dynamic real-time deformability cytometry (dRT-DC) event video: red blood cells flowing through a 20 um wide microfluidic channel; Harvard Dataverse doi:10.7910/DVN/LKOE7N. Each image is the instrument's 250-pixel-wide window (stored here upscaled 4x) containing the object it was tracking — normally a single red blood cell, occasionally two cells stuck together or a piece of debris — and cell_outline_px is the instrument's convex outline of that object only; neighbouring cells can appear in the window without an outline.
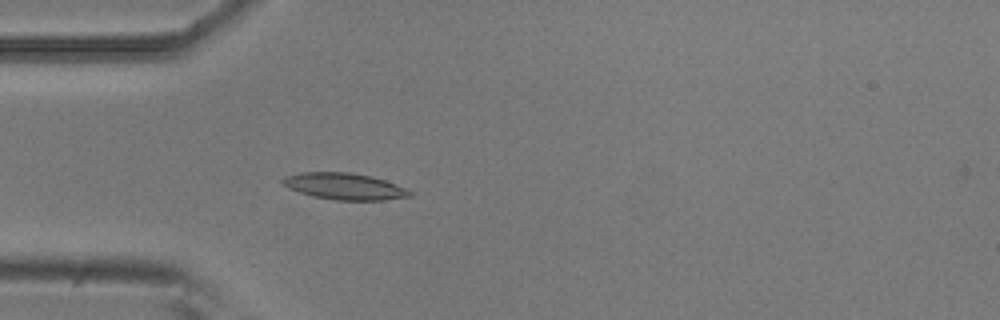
{"species": "common noctule bat (a hibernating species)", "species_latin": "Nyctalus noctula", "temperature_condition": "room temperature", "stored_images_in_passage": 54, "camera_frame_rate_fps": 3000, "um_per_image_px": 0.085, "animal": {"sex": "male", "body_mass_g": 20.5, "forearm_length_mm": 52.5}, "frame": {"image": 1, "passage_image": 16, "time_ms": 5.0, "image_size_px": [1000, 320], "cell_outline_px": [[412, 196], [384, 200], [336, 200], [312, 196], [288, 188], [280, 184], [280, 180], [284, 176], [300, 172], [348, 172], [372, 176], [396, 184], [412, 192]], "centroid_in_image_um": [29.23, 15.83], "position_along_channel_um": 55.8, "area_um2": 19.77}}
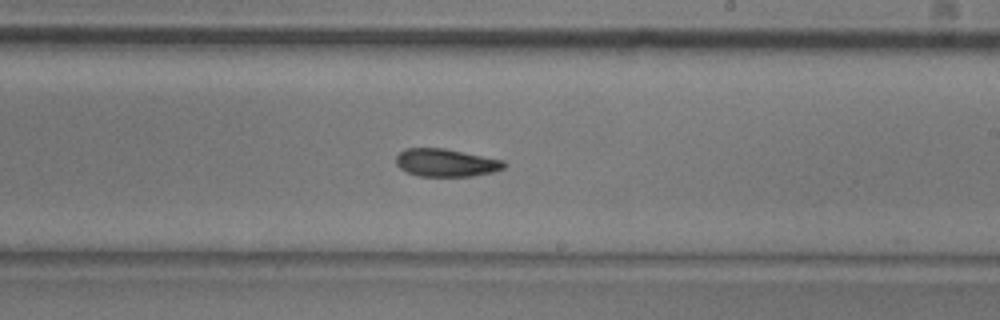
{"frame": {"image": 2, "passage_image": 32, "time_ms": 10.333, "image_size_px": [1000, 320], "cell_outline_px": [[508, 164], [504, 168], [492, 172], [472, 176], [420, 176], [408, 172], [400, 168], [396, 164], [396, 156], [404, 148], [444, 148], [504, 160]], "centroid_in_image_um": [37.92, 13.82], "position_along_channel_um": 251.1, "area_um2": 17.51}}
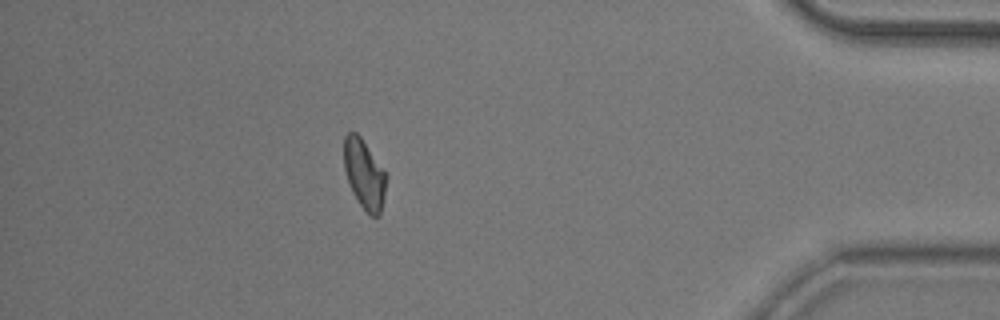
{"frame": {"image": 3, "passage_image": 48, "time_ms": 15.667, "image_size_px": [1000, 320], "cell_outline_px": [[388, 176], [380, 216], [372, 216], [356, 200], [352, 192], [344, 168], [344, 136], [348, 132], [356, 132], [360, 136], [384, 168]], "centroid_in_image_um": [30.98, 14.79], "position_along_channel_um": 404.2, "area_um2": 17.22}, "authors_computed_cell_mechanics": {"area_um2": 17.8024, "velocity_mm_per_s": 3.7435, "shape_relaxation_time_tau1_ms": 5.9479, "shape_relaxation_time_tau2_ms": null, "deformation_change_tau1": 0.1503, "deformation_change_tau2": null}}